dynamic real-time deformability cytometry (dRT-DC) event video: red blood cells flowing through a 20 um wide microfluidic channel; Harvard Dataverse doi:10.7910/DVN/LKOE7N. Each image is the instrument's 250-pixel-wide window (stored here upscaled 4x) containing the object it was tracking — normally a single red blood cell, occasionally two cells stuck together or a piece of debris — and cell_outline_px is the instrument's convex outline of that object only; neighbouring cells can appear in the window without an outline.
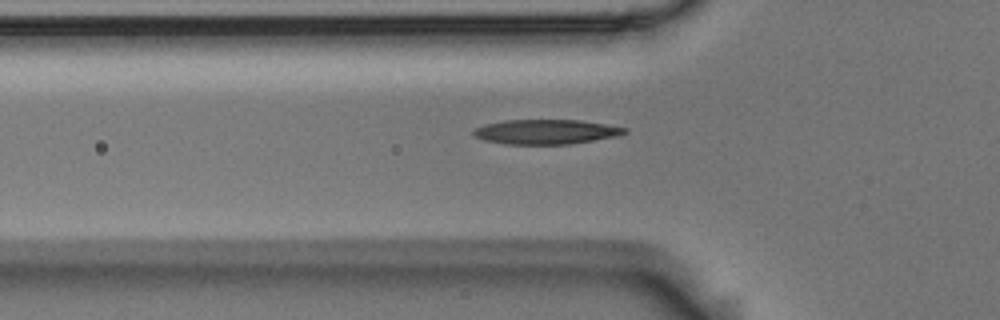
{"species": "Egyptian fruit bat (a non-hibernating species)", "species_latin": "Rousettus aegyptiacus", "temperature_condition": "room temperature", "stored_images_in_passage": 7, "camera_frame_rate_fps": 3000, "um_per_image_px": 0.085, "animal": {"sex": "male"}, "frame": {"image": 1, "passage_image": 6, "time_ms": 1.667, "image_size_px": [1000, 320], "cell_outline_px": [[628, 132], [620, 136], [572, 144], [504, 144], [484, 140], [472, 136], [472, 132], [476, 128], [484, 124], [504, 120], [580, 120], [628, 128]], "centroid_in_image_um": [46.42, 11.21], "position_along_channel_um": 79.4, "area_um2": 21.96}}
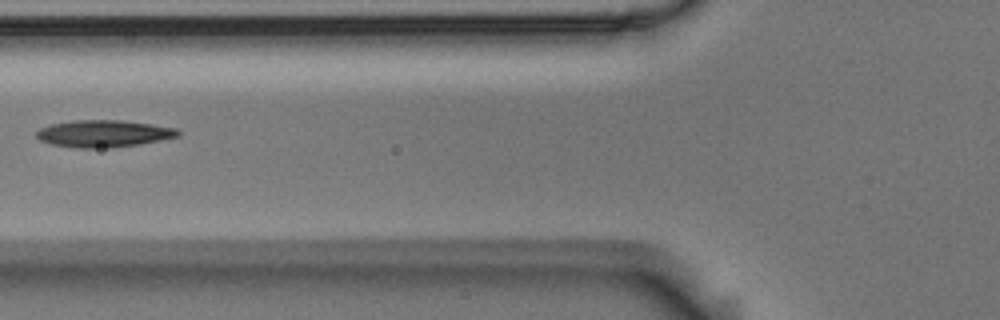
{"frame": {"image": 2, "passage_image": 7, "time_ms": 2.0, "image_size_px": [1000, 320], "cell_outline_px": [[180, 136], [140, 144], [108, 148], [76, 148], [52, 144], [40, 140], [36, 136], [36, 132], [40, 128], [52, 124], [72, 120], [120, 120], [152, 124], [176, 128], [180, 132]], "centroid_in_image_um": [8.81, 11.36], "position_along_channel_um": 117.0, "area_um2": 22.31}}